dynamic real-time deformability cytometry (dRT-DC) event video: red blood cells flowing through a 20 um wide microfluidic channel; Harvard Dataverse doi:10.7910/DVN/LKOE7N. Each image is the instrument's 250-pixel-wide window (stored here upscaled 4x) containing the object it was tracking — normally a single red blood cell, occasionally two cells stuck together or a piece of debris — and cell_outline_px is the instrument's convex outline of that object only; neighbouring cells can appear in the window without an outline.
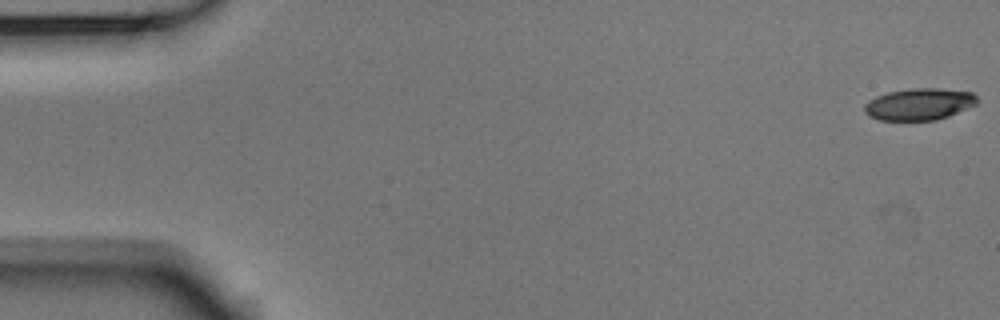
{"species": "Egyptian fruit bat (a non-hibernating species)", "species_latin": "Rousettus aegyptiacus", "temperature_condition": "room temperature", "stored_images_in_passage": 54, "camera_frame_rate_fps": 3000, "um_per_image_px": 0.085, "animal": {"sex": "male"}, "frame": {"image": 1, "passage_image": 1, "time_ms": 0.0, "image_size_px": [1000, 320], "cell_outline_px": [[980, 100], [976, 104], [948, 116], [936, 120], [880, 120], [868, 116], [864, 112], [864, 104], [868, 100], [876, 96], [888, 92], [908, 88], [940, 88], [972, 92]], "centroid_in_image_um": [78.11, 8.84], "position_along_channel_um": 6.9, "area_um2": 21.04}}
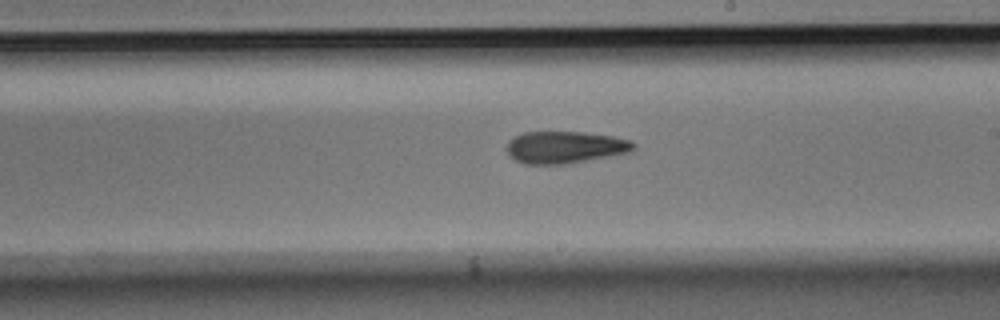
{"frame": {"image": 2, "passage_image": 31, "time_ms": 10.0, "image_size_px": [1000, 320], "cell_outline_px": [[636, 148], [628, 152], [608, 156], [564, 164], [524, 164], [516, 160], [508, 152], [508, 140], [524, 132], [584, 132], [612, 136], [628, 140], [636, 144]], "centroid_in_image_um": [48.03, 12.51], "position_along_channel_um": 241.0, "area_um2": 23.35}}
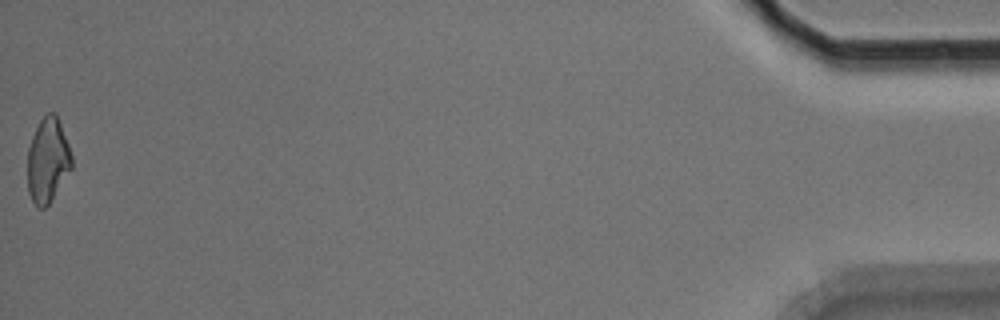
{"frame": {"image": 3, "passage_image": 54, "time_ms": 17.667, "image_size_px": [1000, 320], "cell_outline_px": [[72, 168], [48, 204], [44, 208], [36, 208], [28, 192], [28, 148], [32, 136], [40, 120], [48, 112], [56, 112], [68, 144], [72, 156]], "centroid_in_image_um": [4.05, 13.62], "position_along_channel_um": 431.1, "area_um2": 21.68}, "authors_computed_cell_mechanics": {"area_um2": 22.9177, "velocity_mm_per_s": 3.757, "shape_relaxation_time_tau1_ms": 9.9028, "shape_relaxation_time_tau2_ms": 9.7922, "deformation_change_tau1": 0.1922, "deformation_change_tau2": 0.23}}